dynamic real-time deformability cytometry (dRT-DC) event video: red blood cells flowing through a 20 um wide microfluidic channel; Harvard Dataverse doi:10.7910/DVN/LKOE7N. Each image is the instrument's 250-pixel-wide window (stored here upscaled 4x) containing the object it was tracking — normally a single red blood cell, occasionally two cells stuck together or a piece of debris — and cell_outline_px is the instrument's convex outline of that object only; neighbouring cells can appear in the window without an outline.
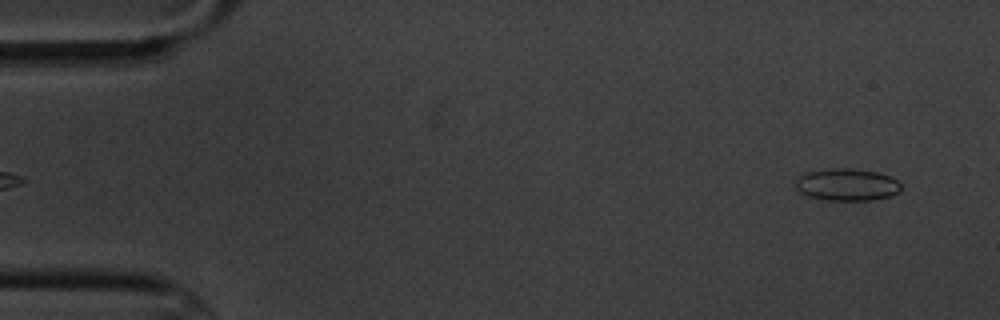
{"species": "common noctule bat (a hibernating species)", "species_latin": "Nyctalus noctula", "temperature_condition": "cold", "stored_images_in_passage": 5, "segment_of_instrument_passage": [2, 2], "camera_frame_rate_fps": 3000, "um_per_image_px": 0.085, "animal": {"sex": "male", "body_mass_g": 20.1, "forearm_length_mm": 53.5}, "frame": {"image": 1, "passage_image": 5, "time_ms": 5.667, "image_size_px": [1000, 320], "cell_outline_px": [[900, 192], [892, 196], [872, 200], [828, 200], [808, 196], [800, 192], [796, 188], [796, 180], [804, 172], [828, 168], [852, 168], [876, 172], [888, 176], [896, 180], [900, 184]], "centroid_in_image_um": [71.98, 15.69], "position_along_channel_um": 13.0, "area_um2": 19.83}}